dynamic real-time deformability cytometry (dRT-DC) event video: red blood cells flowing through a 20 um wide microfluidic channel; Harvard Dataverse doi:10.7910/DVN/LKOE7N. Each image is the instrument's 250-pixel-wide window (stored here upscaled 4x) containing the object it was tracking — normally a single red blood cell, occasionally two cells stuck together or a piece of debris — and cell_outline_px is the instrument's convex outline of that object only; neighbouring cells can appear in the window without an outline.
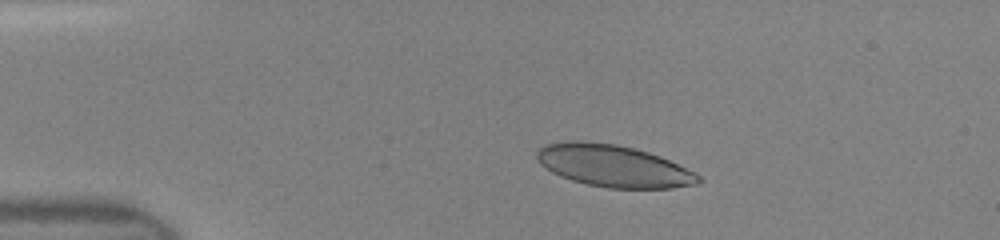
{"species": "human", "species_latin": "Homo sapiens", "temperature_condition": "room temperature", "stored_images_in_passage": 37, "camera_frame_rate_fps": 3000, "um_per_image_px": 0.085, "donor": {"sex": "female"}, "frame": {"image": 1, "passage_image": 7, "time_ms": 2.0, "image_size_px": [1000, 240], "cell_outline_px": [[704, 180], [696, 184], [672, 188], [608, 188], [588, 184], [572, 180], [560, 176], [552, 172], [540, 164], [536, 156], [536, 152], [544, 144], [572, 140], [580, 140], [616, 144], [648, 152], [660, 156], [696, 172]], "centroid_in_image_um": [52.14, 14.1], "position_along_channel_um": 32.9, "area_um2": 39.59}}
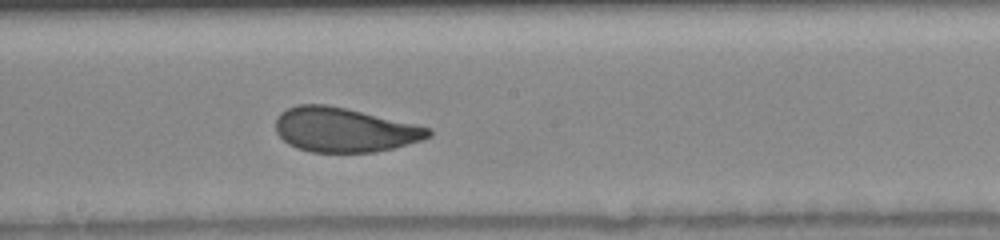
{"frame": {"image": 2, "passage_image": 24, "time_ms": 7.667, "image_size_px": [1000, 240], "cell_outline_px": [[432, 136], [420, 140], [392, 148], [372, 152], [312, 152], [296, 148], [288, 144], [276, 132], [276, 116], [280, 112], [296, 104], [324, 104], [344, 108], [432, 128]], "centroid_in_image_um": [29.22, 11.03], "position_along_channel_um": 219.0, "area_um2": 39.25}}
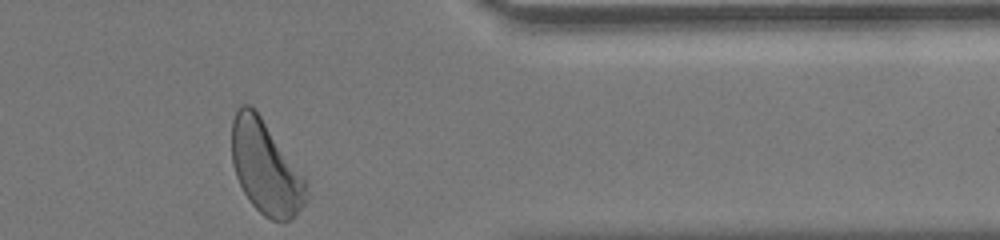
{"frame": {"image": 3, "passage_image": 37, "time_ms": 12.0, "image_size_px": [1000, 240], "cell_outline_px": [[308, 200], [288, 220], [272, 220], [264, 216], [248, 200], [236, 176], [232, 164], [232, 120], [240, 104], [248, 104], [260, 116], [304, 176], [308, 192]], "centroid_in_image_um": [22.56, 14.25], "position_along_channel_um": 388.8, "area_um2": 39.88}}